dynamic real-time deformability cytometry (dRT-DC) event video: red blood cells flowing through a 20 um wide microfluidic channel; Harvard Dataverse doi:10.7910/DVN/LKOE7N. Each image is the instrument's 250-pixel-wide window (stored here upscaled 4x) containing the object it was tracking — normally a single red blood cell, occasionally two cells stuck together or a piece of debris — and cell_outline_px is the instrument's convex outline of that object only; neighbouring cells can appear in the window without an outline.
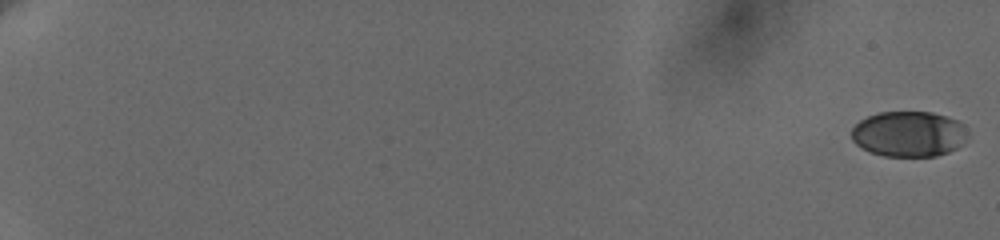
{"species": "human", "species_latin": "Homo sapiens", "temperature_condition": "cold", "stored_images_in_passage": 37, "camera_frame_rate_fps": 3000, "um_per_image_px": 0.085, "donor": {"sex": "female"}, "frame": {"image": 1, "passage_image": 1, "time_ms": 0.0, "image_size_px": [1000, 240], "cell_outline_px": [[968, 136], [956, 148], [948, 152], [936, 156], [884, 156], [868, 152], [860, 148], [852, 140], [852, 128], [860, 120], [868, 116], [880, 112], [932, 112], [956, 120], [964, 124], [968, 132]], "centroid_in_image_um": [77.23, 11.39], "position_along_channel_um": 7.8, "area_um2": 30.92}}
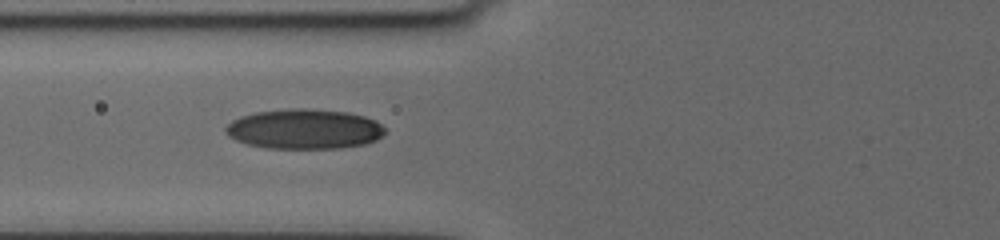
{"frame": {"image": 2, "passage_image": 25, "time_ms": 9.0, "image_size_px": [1000, 240], "cell_outline_px": [[384, 132], [376, 140], [364, 144], [340, 148], [268, 148], [248, 144], [236, 140], [228, 136], [224, 132], [224, 128], [232, 120], [240, 116], [256, 112], [292, 108], [308, 108], [348, 112], [364, 116], [376, 120], [384, 128]], "centroid_in_image_um": [25.84, 10.96], "position_along_channel_um": 100.0, "area_um2": 37.11}}
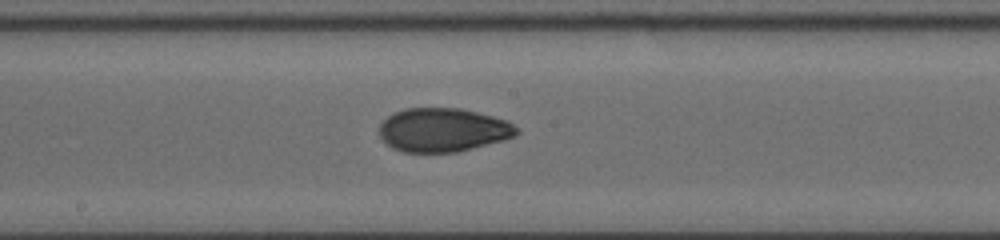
{"frame": {"image": 3, "passage_image": 37, "time_ms": 12.0, "image_size_px": [1000, 240], "cell_outline_px": [[520, 132], [516, 136], [504, 140], [456, 152], [404, 152], [392, 148], [380, 136], [380, 124], [388, 116], [396, 112], [408, 108], [460, 108], [508, 120], [520, 128]], "centroid_in_image_um": [37.71, 11.04], "position_along_channel_um": 210.5, "area_um2": 34.97}}